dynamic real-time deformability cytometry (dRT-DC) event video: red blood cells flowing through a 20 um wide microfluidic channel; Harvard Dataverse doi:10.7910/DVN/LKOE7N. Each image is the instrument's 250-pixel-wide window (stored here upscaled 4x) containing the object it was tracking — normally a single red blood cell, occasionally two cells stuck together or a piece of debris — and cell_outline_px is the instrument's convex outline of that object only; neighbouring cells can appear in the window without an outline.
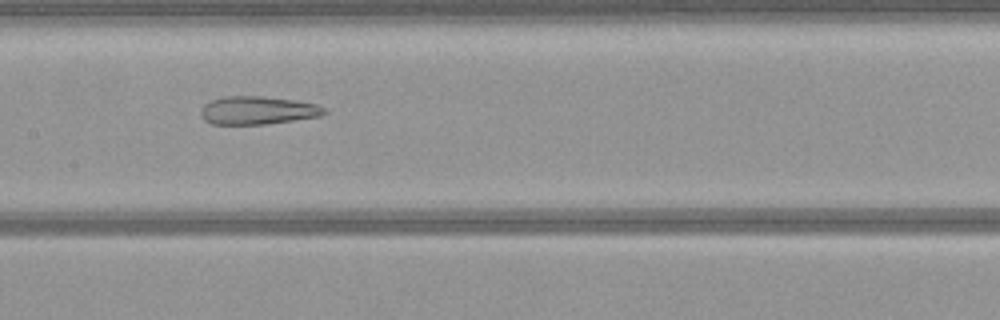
{"species": "common noctule bat (a hibernating species)", "species_latin": "Nyctalus noctula", "temperature_condition": "warm", "stored_images_in_passage": 39, "camera_frame_rate_fps": 3000, "um_per_image_px": 0.085, "animal": {"sex": "female", "body_mass_g": 21.9}, "frame": {"image": 1, "passage_image": 12, "time_ms": 3.667, "image_size_px": [1000, 320], "cell_outline_px": [[328, 112], [320, 116], [264, 124], [212, 124], [204, 120], [200, 116], [200, 108], [204, 104], [212, 100], [224, 96], [264, 96], [292, 100], [316, 104], [324, 108]], "centroid_in_image_um": [21.85, 9.38], "position_along_channel_um": 185.6, "area_um2": 20.17}}
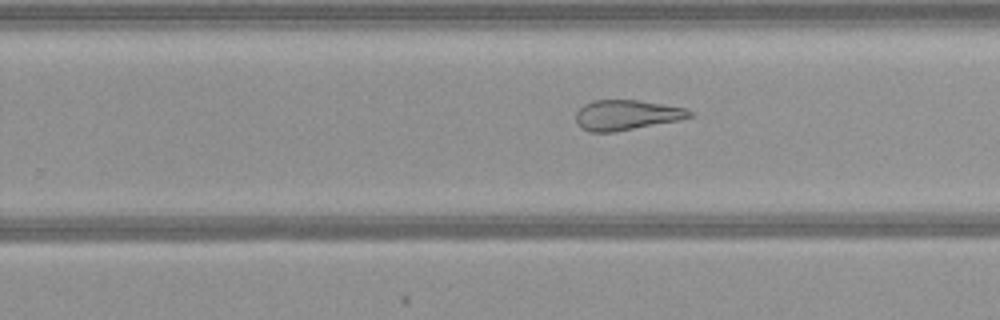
{"frame": {"image": 2, "passage_image": 19, "time_ms": 6.0, "image_size_px": [1000, 320], "cell_outline_px": [[696, 116], [680, 120], [616, 132], [588, 132], [580, 128], [576, 124], [576, 112], [584, 104], [592, 100], [636, 100], [688, 108], [696, 112]], "centroid_in_image_um": [53.29, 9.78], "position_along_channel_um": 276.5, "area_um2": 20.4}}
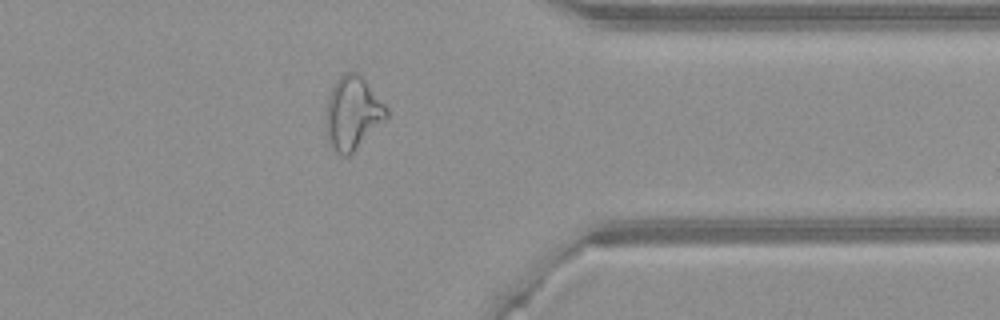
{"frame": {"image": 3, "passage_image": 28, "time_ms": 9.0, "image_size_px": [1000, 320], "cell_outline_px": [[388, 116], [348, 156], [344, 156], [336, 152], [328, 144], [324, 124], [328, 96], [336, 80], [344, 72], [356, 72], [368, 84], [388, 108]], "centroid_in_image_um": [29.92, 9.62], "position_along_channel_um": 381.5, "area_um2": 25.61}}